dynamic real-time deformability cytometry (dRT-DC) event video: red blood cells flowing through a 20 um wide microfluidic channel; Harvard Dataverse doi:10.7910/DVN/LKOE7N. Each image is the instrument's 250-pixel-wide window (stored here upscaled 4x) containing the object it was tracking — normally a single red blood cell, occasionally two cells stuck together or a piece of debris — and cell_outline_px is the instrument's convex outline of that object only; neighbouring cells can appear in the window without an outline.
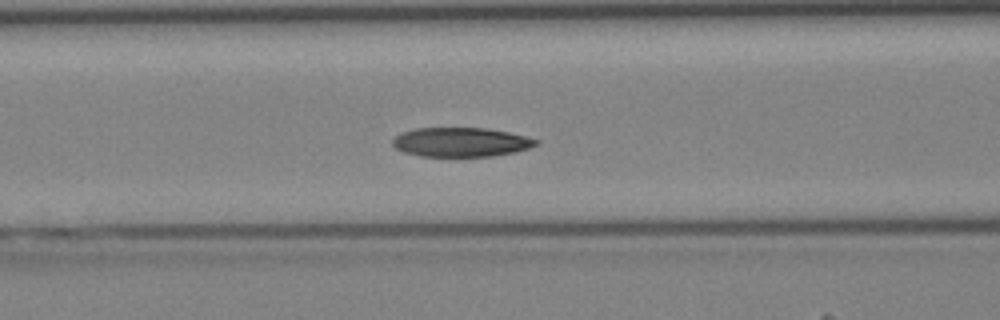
{"species": "Egyptian fruit bat (a non-hibernating species)", "species_latin": "Rousettus aegyptiacus", "temperature_condition": "cold", "stored_images_in_passage": 43, "camera_frame_rate_fps": 3000, "um_per_image_px": 0.085, "animal": {"sex": "female"}, "frame": {"image": 1, "passage_image": 18, "time_ms": 5.667, "image_size_px": [1000, 320], "cell_outline_px": [[540, 144], [516, 152], [492, 156], [420, 156], [404, 152], [396, 148], [392, 144], [392, 140], [396, 136], [404, 132], [416, 128], [488, 128], [508, 132], [540, 140]], "centroid_in_image_um": [39.21, 12.08], "position_along_channel_um": 127.4, "area_um2": 24.39}}
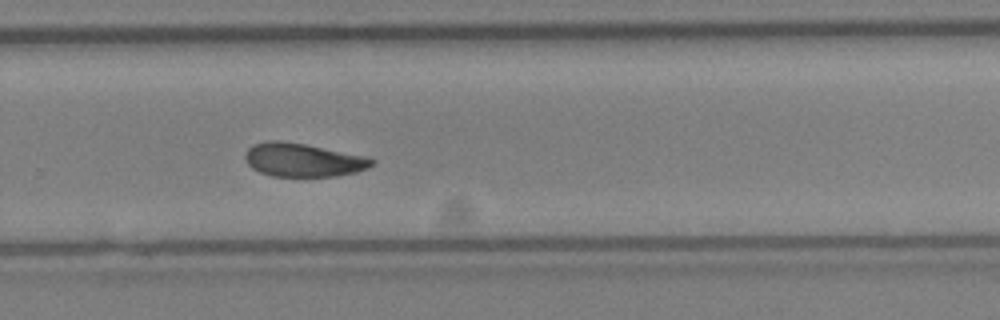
{"frame": {"image": 2, "passage_image": 29, "time_ms": 9.333, "image_size_px": [1000, 320], "cell_outline_px": [[376, 160], [368, 168], [356, 172], [336, 176], [272, 176], [260, 172], [252, 168], [248, 164], [244, 156], [244, 152], [252, 144], [268, 140], [280, 140], [304, 144], [364, 156]], "centroid_in_image_um": [25.71, 13.59], "position_along_channel_um": 304.1, "area_um2": 24.62}}
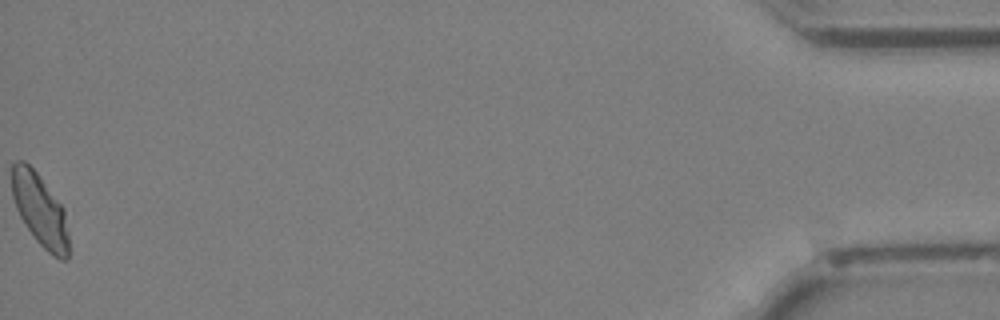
{"frame": {"image": 3, "passage_image": 43, "time_ms": 14.0, "image_size_px": [1000, 320], "cell_outline_px": [[68, 260], [60, 260], [52, 256], [36, 240], [20, 216], [16, 208], [12, 196], [12, 164], [16, 160], [24, 160], [36, 172], [64, 208], [68, 232]], "centroid_in_image_um": [3.4, 17.86], "position_along_channel_um": 431.8, "area_um2": 23.81}}